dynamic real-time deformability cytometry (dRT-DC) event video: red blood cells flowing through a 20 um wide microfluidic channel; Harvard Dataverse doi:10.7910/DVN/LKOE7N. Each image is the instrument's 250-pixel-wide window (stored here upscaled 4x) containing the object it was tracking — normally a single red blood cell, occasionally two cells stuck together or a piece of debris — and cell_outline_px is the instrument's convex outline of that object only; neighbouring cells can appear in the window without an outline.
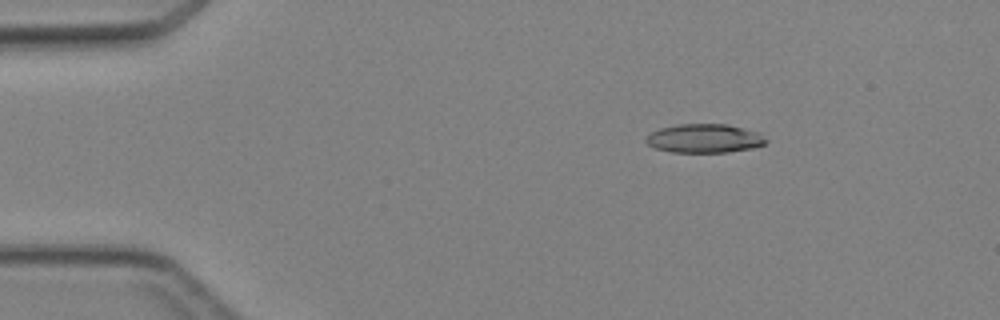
{"species": "Egyptian fruit bat (a non-hibernating species)", "species_latin": "Rousettus aegyptiacus", "temperature_condition": "cold", "stored_images_in_passage": 46, "camera_frame_rate_fps": 3000, "um_per_image_px": 0.085, "animal": {"sex": "female"}, "frame": {"image": 1, "passage_image": 7, "time_ms": 2.0, "image_size_px": [1000, 320], "cell_outline_px": [[768, 140], [764, 144], [752, 148], [728, 152], [672, 152], [656, 148], [648, 144], [644, 140], [652, 132], [660, 128], [676, 124], [724, 124], [744, 128], [760, 132]], "centroid_in_image_um": [59.9, 11.76], "position_along_channel_um": 25.1, "area_um2": 20.11}}
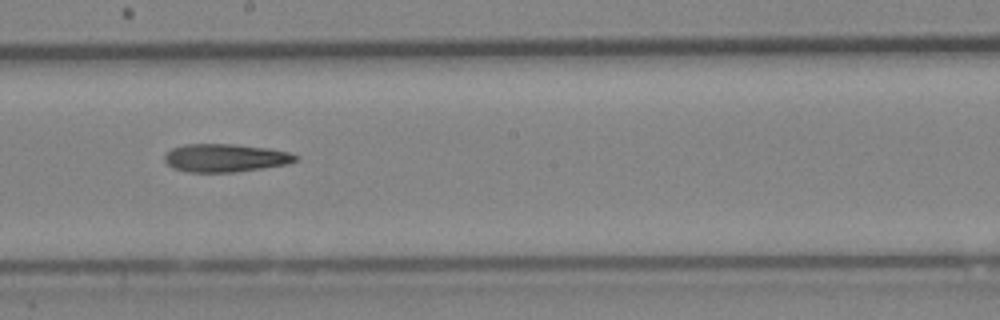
{"frame": {"image": 2, "passage_image": 26, "time_ms": 8.333, "image_size_px": [1000, 320], "cell_outline_px": [[296, 160], [288, 164], [264, 168], [236, 172], [188, 172], [172, 168], [164, 160], [164, 156], [172, 148], [184, 144], [236, 144], [268, 148], [288, 152], [296, 156]], "centroid_in_image_um": [19.13, 13.42], "position_along_channel_um": 229.1, "area_um2": 21.44}}
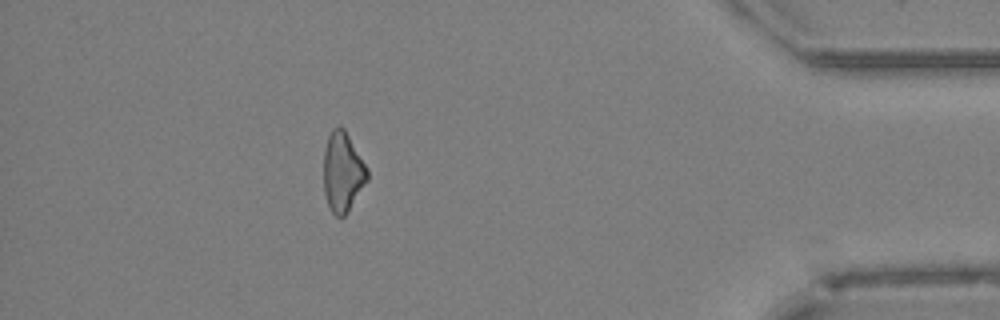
{"frame": {"image": 3, "passage_image": 41, "time_ms": 13.333, "image_size_px": [1000, 320], "cell_outline_px": [[368, 180], [344, 216], [336, 216], [332, 212], [328, 204], [324, 192], [324, 152], [328, 136], [332, 128], [340, 124], [344, 128], [368, 168]], "centroid_in_image_um": [29.13, 14.58], "position_along_channel_um": 406.1, "area_um2": 20.17}}